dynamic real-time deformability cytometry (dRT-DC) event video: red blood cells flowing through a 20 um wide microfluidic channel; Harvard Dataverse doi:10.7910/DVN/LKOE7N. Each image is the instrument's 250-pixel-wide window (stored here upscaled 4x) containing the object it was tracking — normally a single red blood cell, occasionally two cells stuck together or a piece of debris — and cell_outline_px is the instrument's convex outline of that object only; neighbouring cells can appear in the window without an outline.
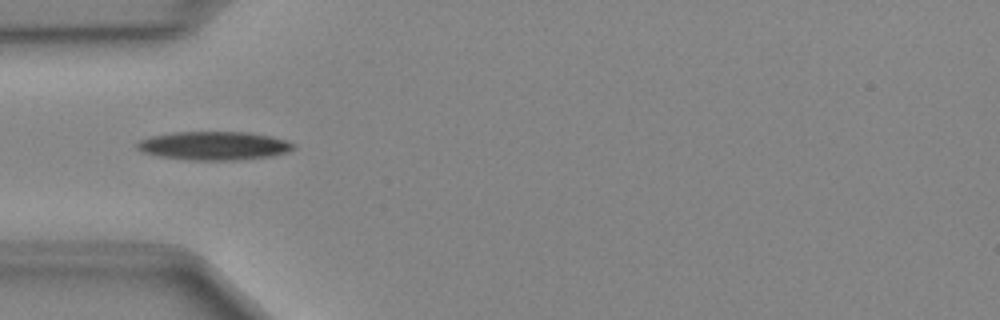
{"species": "Egyptian fruit bat (a non-hibernating species)", "species_latin": "Rousettus aegyptiacus", "temperature_condition": "cold", "stored_images_in_passage": 36, "camera_frame_rate_fps": 3000, "um_per_image_px": 0.085, "animal": {"sex": "female"}, "frame": {"image": 1, "passage_image": 4, "time_ms": 1.0, "image_size_px": [1000, 320], "cell_outline_px": [[296, 148], [288, 152], [272, 156], [232, 160], [192, 160], [160, 156], [144, 152], [136, 148], [136, 140], [152, 136], [172, 132], [248, 132], [272, 136], [296, 144]], "centroid_in_image_um": [18.2, 12.38], "position_along_channel_um": 66.8, "area_um2": 26.07}}
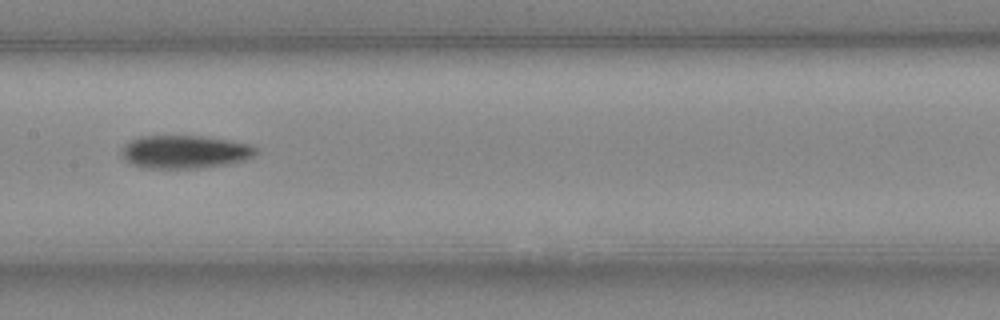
{"frame": {"image": 2, "passage_image": 13, "time_ms": 4.0, "image_size_px": [1000, 320], "cell_outline_px": [[260, 152], [244, 160], [228, 164], [196, 168], [140, 168], [124, 160], [120, 152], [124, 144], [140, 136], [204, 136], [252, 144]], "centroid_in_image_um": [15.7, 12.91], "position_along_channel_um": 191.7, "area_um2": 26.13}}
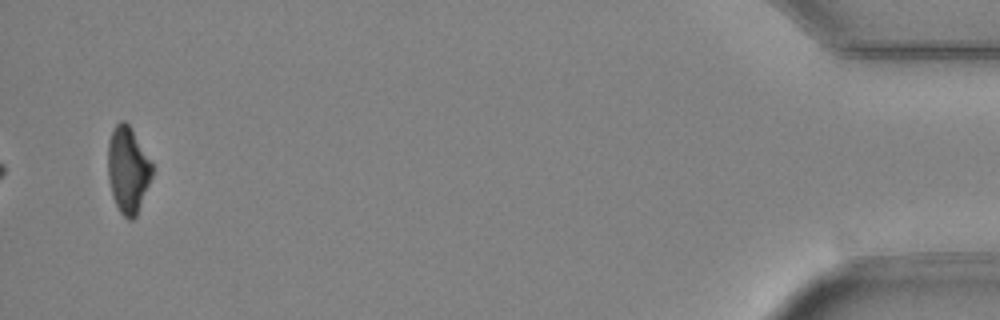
{"frame": {"image": 3, "passage_image": 36, "time_ms": 11.667, "image_size_px": [1000, 320], "cell_outline_px": [[152, 176], [136, 216], [132, 220], [128, 220], [120, 212], [112, 196], [108, 176], [108, 140], [112, 128], [120, 120], [124, 120], [128, 124], [152, 160]], "centroid_in_image_um": [10.86, 14.41], "position_along_channel_um": 424.3, "area_um2": 22.31}}